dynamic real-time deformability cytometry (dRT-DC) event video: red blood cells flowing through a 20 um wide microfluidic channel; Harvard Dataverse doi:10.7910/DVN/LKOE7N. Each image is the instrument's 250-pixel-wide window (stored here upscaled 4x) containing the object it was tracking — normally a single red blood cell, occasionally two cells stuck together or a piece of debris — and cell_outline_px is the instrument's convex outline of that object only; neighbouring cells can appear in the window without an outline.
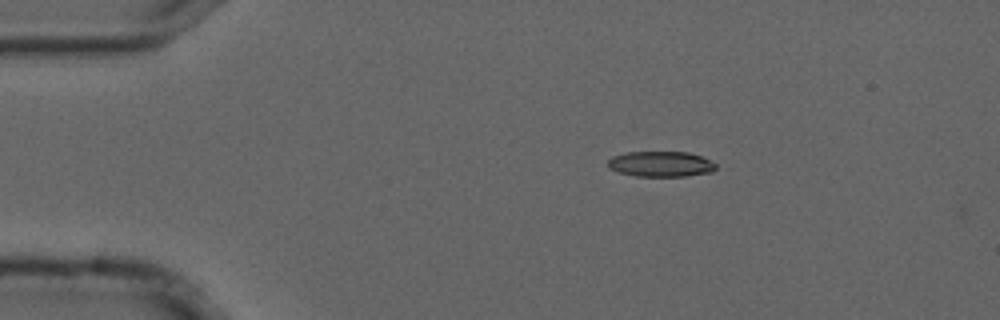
{"species": "common noctule bat (a hibernating species)", "species_latin": "Nyctalus noctula", "temperature_condition": "cold", "stored_images_in_passage": 6, "camera_frame_rate_fps": 3000, "um_per_image_px": 0.085, "animal": {"sex": "male", "forearm_length_mm": 52.5}, "frame": {"image": 1, "passage_image": 1, "time_ms": 0.0, "image_size_px": [1000, 320], "cell_outline_px": [[716, 168], [712, 172], [684, 176], [636, 176], [620, 172], [608, 168], [608, 160], [612, 156], [624, 152], [688, 152], [700, 156], [716, 164]], "centroid_in_image_um": [56.14, 13.94], "position_along_channel_um": 28.9, "area_um2": 15.95}}